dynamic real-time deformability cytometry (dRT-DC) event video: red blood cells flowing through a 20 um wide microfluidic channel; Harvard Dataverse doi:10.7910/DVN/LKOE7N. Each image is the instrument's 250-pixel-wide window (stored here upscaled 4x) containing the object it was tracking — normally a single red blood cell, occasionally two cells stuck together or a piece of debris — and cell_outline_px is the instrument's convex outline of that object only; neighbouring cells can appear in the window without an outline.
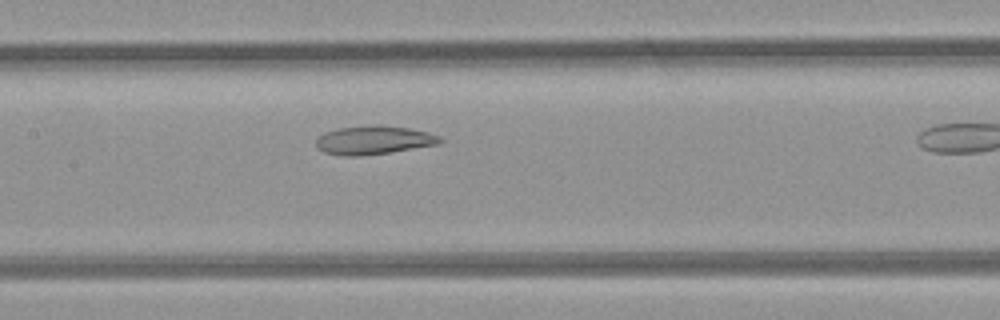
{"species": "common noctule bat (a hibernating species)", "species_latin": "Nyctalus noctula", "temperature_condition": "room temperature", "stored_images_in_passage": 18, "camera_frame_rate_fps": 3000, "um_per_image_px": 0.085, "animal": {"sex": "female", "body_mass_g": 21.9}, "frame": {"image": 1, "passage_image": 8, "time_ms": 2.333, "image_size_px": [1000, 320], "cell_outline_px": [[444, 140], [440, 144], [388, 152], [360, 156], [344, 156], [324, 152], [316, 148], [316, 136], [324, 132], [340, 128], [372, 124], [380, 124], [408, 128], [428, 132], [440, 136]], "centroid_in_image_um": [31.75, 11.9], "position_along_channel_um": 175.7, "area_um2": 20.87}}
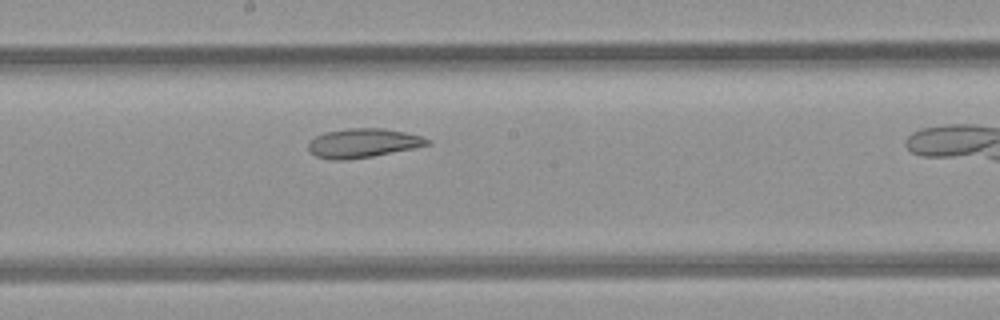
{"frame": {"image": 2, "passage_image": 11, "time_ms": 3.333, "image_size_px": [1000, 320], "cell_outline_px": [[432, 144], [416, 148], [372, 156], [344, 160], [332, 160], [316, 156], [308, 152], [308, 144], [316, 136], [324, 132], [348, 128], [384, 128], [404, 132], [420, 136], [432, 140]], "centroid_in_image_um": [30.87, 12.16], "position_along_channel_um": 217.3, "area_um2": 20.29}}
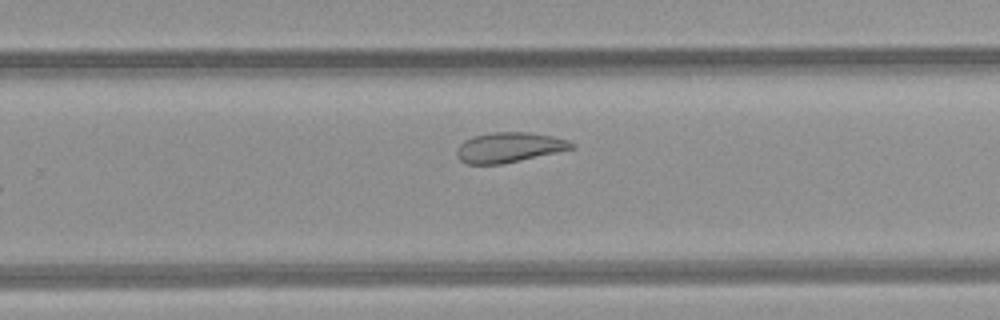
{"frame": {"image": 3, "passage_image": 16, "time_ms": 5.0, "image_size_px": [1000, 320], "cell_outline_px": [[576, 148], [504, 164], [468, 164], [460, 160], [456, 156], [456, 148], [464, 140], [488, 132], [528, 132], [552, 136], [568, 140], [576, 144]], "centroid_in_image_um": [43.28, 12.53], "position_along_channel_um": 286.5, "area_um2": 20.29}}